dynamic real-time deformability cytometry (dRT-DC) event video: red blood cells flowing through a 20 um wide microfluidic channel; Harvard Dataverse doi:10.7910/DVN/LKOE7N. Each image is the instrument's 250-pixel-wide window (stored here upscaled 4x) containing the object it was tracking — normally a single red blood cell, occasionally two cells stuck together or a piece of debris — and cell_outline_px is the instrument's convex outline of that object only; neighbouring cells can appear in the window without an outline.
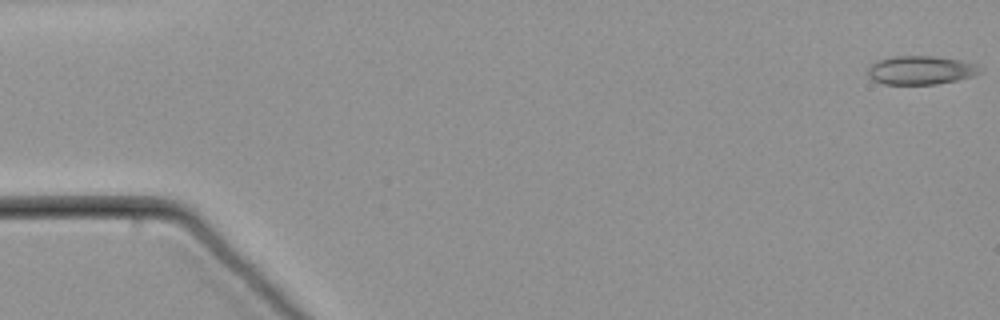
{"species": "common noctule bat (a hibernating species)", "species_latin": "Nyctalus noctula", "temperature_condition": "warm", "stored_images_in_passage": 60, "camera_frame_rate_fps": 3000, "um_per_image_px": 0.085, "animal": {"sex": "male", "body_mass_g": 21.5, "forearm_length_mm": 52.0}, "frame": {"image": 1, "passage_image": 1, "time_ms": 0.0, "image_size_px": [1000, 320], "cell_outline_px": [[984, 68], [976, 76], [936, 84], [884, 84], [872, 80], [868, 76], [868, 68], [876, 60], [892, 56], [936, 56], [960, 60], [976, 64]], "centroid_in_image_um": [78.28, 5.96], "position_along_channel_um": 6.7, "area_um2": 18.96}}
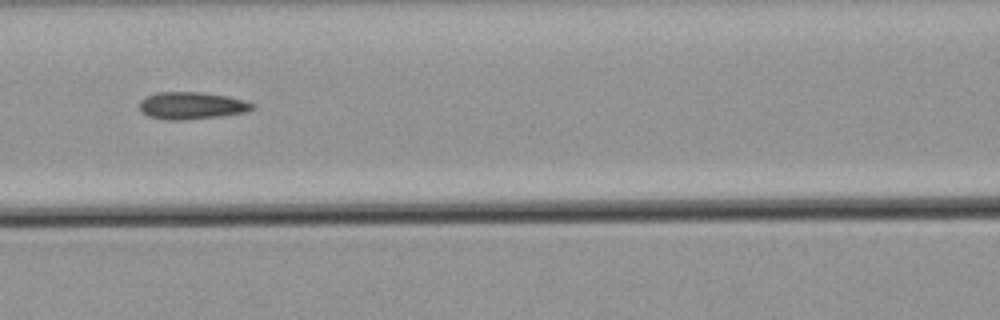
{"frame": {"image": 2, "passage_image": 27, "time_ms": 8.667, "image_size_px": [1000, 320], "cell_outline_px": [[256, 108], [248, 112], [220, 116], [184, 120], [168, 120], [148, 116], [140, 112], [140, 100], [156, 92], [200, 92], [228, 96], [244, 100], [256, 104]], "centroid_in_image_um": [16.33, 8.98], "position_along_channel_um": 150.3, "area_um2": 18.09}}
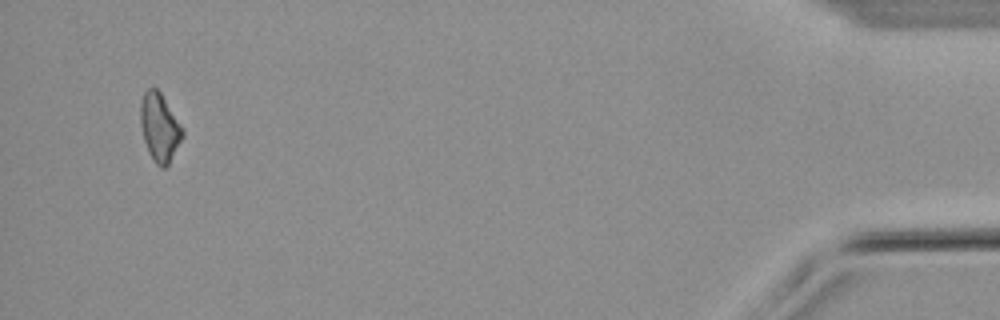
{"frame": {"image": 3, "passage_image": 58, "time_ms": 19.0, "image_size_px": [1000, 320], "cell_outline_px": [[184, 136], [168, 164], [164, 168], [160, 168], [156, 164], [148, 152], [144, 140], [140, 124], [140, 104], [144, 92], [148, 88], [156, 88], [160, 92], [184, 128]], "centroid_in_image_um": [13.57, 10.83], "position_along_channel_um": 421.6, "area_um2": 16.76}}